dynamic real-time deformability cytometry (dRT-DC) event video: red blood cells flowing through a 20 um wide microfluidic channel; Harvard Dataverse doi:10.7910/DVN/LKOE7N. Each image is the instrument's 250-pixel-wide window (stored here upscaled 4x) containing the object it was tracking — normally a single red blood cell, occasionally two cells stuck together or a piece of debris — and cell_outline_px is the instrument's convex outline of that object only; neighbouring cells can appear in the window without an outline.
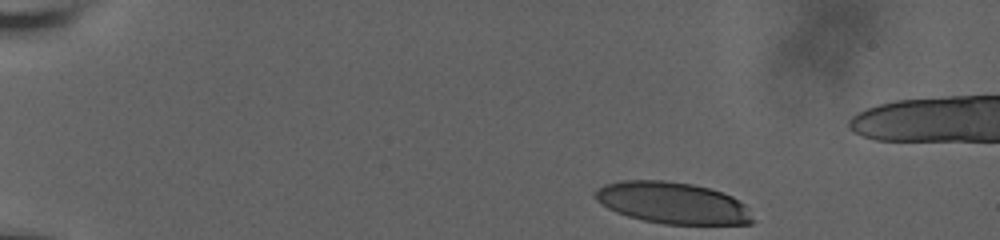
{"species": "human", "species_latin": "Homo sapiens", "temperature_condition": "room temperature", "stored_images_in_passage": 42, "camera_frame_rate_fps": 3000, "um_per_image_px": 0.085, "donor": {"sex": "male"}, "frame": {"image": 1, "passage_image": 1, "time_ms": 0.0, "image_size_px": [1000, 240], "cell_outline_px": [[756, 220], [752, 224], [664, 224], [644, 220], [628, 216], [616, 212], [600, 204], [592, 196], [592, 192], [604, 184], [620, 180], [664, 180], [692, 184], [708, 188], [732, 196], [740, 200], [744, 204]], "centroid_in_image_um": [57.14, 17.24], "position_along_channel_um": 27.9, "area_um2": 38.44}}
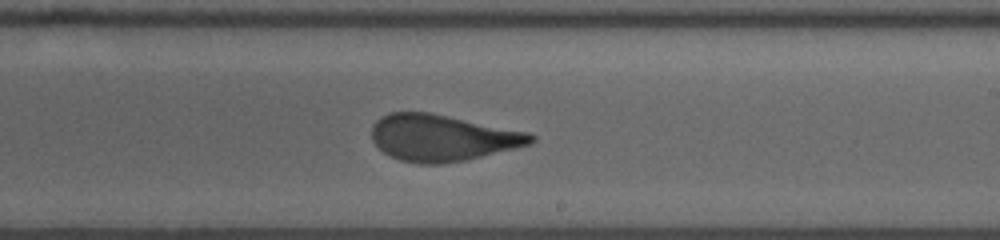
{"frame": {"image": 2, "passage_image": 28, "time_ms": 9.0, "image_size_px": [1000, 240], "cell_outline_px": [[536, 140], [532, 144], [516, 148], [464, 160], [440, 164], [420, 164], [400, 160], [384, 152], [372, 140], [372, 124], [380, 116], [388, 112], [428, 112], [528, 132], [536, 136]], "centroid_in_image_um": [37.58, 11.71], "position_along_channel_um": 251.4, "area_um2": 42.95}}
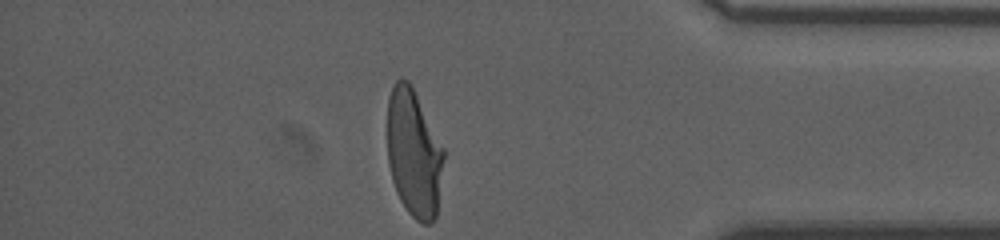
{"frame": {"image": 3, "passage_image": 42, "time_ms": 13.667, "image_size_px": [1000, 240], "cell_outline_px": [[444, 160], [436, 216], [432, 224], [424, 224], [416, 220], [408, 212], [400, 200], [396, 192], [392, 180], [388, 164], [388, 100], [392, 88], [396, 80], [400, 76], [408, 80], [444, 148]], "centroid_in_image_um": [35.17, 13.06], "position_along_channel_um": 400.0, "area_um2": 41.85}, "authors_computed_cell_mechanics": {"area_um2": 43.2344, "velocity_mm_per_s": 3.6987, "shape_relaxation_time_tau1_ms": 6.5623, "shape_relaxation_time_tau2_ms": 0.9254, "deformation_change_tau1": 0.252, "deformation_change_tau2": 0.0954}}